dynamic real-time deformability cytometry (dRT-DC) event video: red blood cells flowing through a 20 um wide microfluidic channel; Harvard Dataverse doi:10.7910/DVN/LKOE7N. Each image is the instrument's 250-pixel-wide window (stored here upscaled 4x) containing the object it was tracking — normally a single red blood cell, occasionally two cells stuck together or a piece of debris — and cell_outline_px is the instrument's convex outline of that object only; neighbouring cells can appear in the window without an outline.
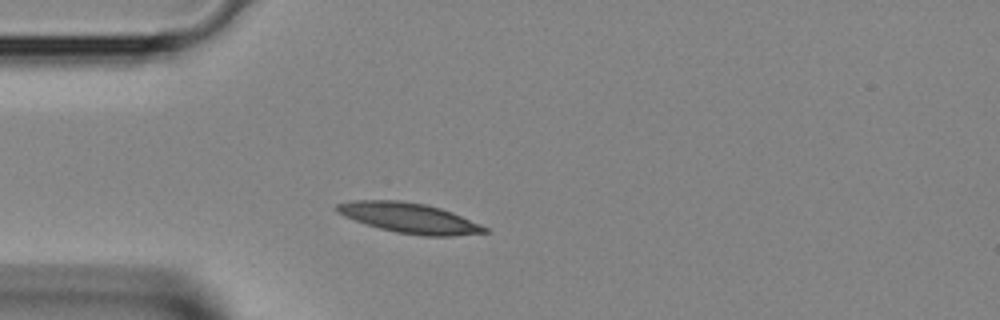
{"species": "Egyptian fruit bat (a non-hibernating species)", "species_latin": "Rousettus aegyptiacus", "temperature_condition": "room temperature", "stored_images_in_passage": 3, "camera_frame_rate_fps": 3000, "um_per_image_px": 0.085, "animal": {"sex": "female"}, "frame": {"image": 1, "passage_image": 3, "time_ms": 0.667, "image_size_px": [1000, 320], "cell_outline_px": [[488, 232], [452, 236], [424, 236], [396, 232], [380, 228], [344, 216], [336, 212], [336, 204], [352, 200], [400, 200], [424, 204], [440, 208], [452, 212], [480, 224], [488, 228]], "centroid_in_image_um": [34.79, 18.52], "position_along_channel_um": 50.2, "area_um2": 25.72}}